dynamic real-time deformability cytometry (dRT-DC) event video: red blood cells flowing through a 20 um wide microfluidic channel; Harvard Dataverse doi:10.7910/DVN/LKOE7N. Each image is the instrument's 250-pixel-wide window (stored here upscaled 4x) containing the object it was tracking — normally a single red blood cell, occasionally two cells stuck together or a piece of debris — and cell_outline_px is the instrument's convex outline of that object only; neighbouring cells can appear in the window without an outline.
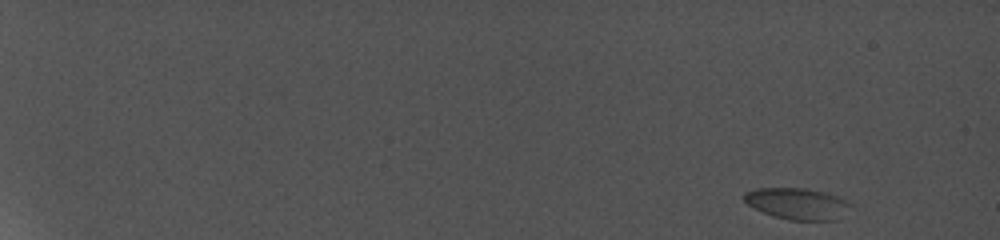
{"species": "common noctule bat (a hibernating species)", "species_latin": "Nyctalus noctula", "temperature_condition": "cold", "stored_images_in_passage": 19, "camera_frame_rate_fps": 5000, "um_per_image_px": 0.085, "animal": {"sex": "female", "body_mass_g": 19.0, "forearm_length_mm": 56.7}, "frame": {"image": 1, "passage_image": 1, "time_ms": 0.0, "image_size_px": [1000, 240], "cell_outline_px": [[848, 204], [836, 220], [788, 220], [764, 212], [748, 204], [744, 200], [744, 192], [760, 188], [800, 188], [820, 192], [832, 196]], "centroid_in_image_um": [67.63, 17.31], "position_along_channel_um": 17.4, "area_um2": 18.32}}
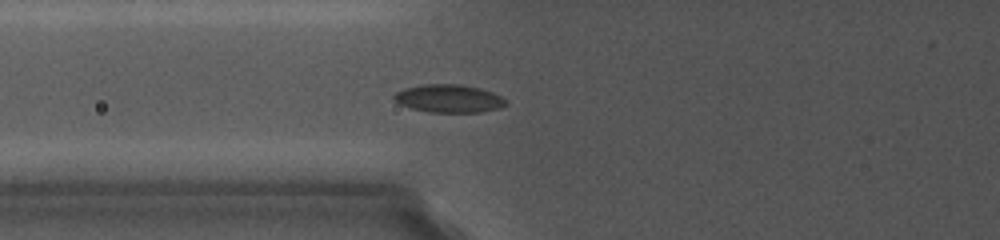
{"frame": {"image": 2, "passage_image": 10, "time_ms": 8.0, "image_size_px": [1000, 240], "cell_outline_px": [[508, 104], [500, 108], [480, 112], [428, 112], [412, 108], [400, 104], [392, 100], [392, 96], [396, 92], [404, 88], [428, 84], [456, 84], [476, 88], [492, 92], [500, 96]], "centroid_in_image_um": [38.11, 8.38], "position_along_channel_um": 87.7, "area_um2": 18.03}}
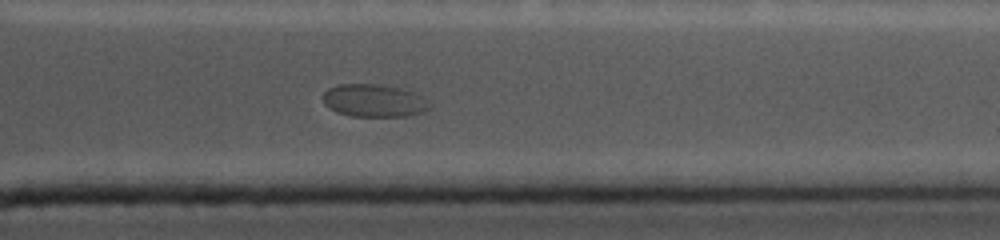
{"frame": {"image": 3, "passage_image": 19, "time_ms": 16.0, "image_size_px": [1000, 240], "cell_outline_px": [[432, 104], [428, 108], [420, 112], [404, 116], [352, 116], [336, 112], [324, 104], [324, 92], [328, 88], [340, 84], [372, 84], [400, 88]], "centroid_in_image_um": [31.69, 8.56], "position_along_channel_um": 379.7, "area_um2": 19.65}}